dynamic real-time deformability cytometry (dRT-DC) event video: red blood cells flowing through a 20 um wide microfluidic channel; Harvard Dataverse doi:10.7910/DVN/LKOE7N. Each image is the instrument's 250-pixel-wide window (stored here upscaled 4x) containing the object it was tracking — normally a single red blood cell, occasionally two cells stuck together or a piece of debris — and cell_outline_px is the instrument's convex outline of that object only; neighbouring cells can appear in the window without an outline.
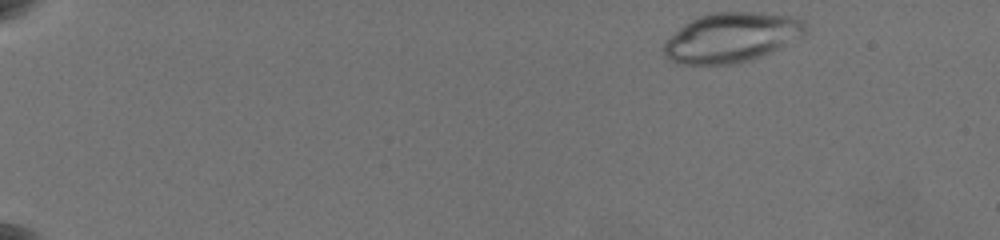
{"species": "common noctule bat (a hibernating species)", "species_latin": "Nyctalus noctula", "temperature_condition": "warm", "stored_images_in_passage": 10, "camera_frame_rate_fps": 3000, "um_per_image_px": 0.085, "animal": {"sex": "female", "body_mass_g": 19.5, "forearm_length_mm": 54.1}, "frame": {"image": 1, "passage_image": 1, "time_ms": 0.0, "image_size_px": [1000, 240], "cell_outline_px": [[808, 28], [804, 36], [752, 60], [736, 64], [676, 64], [668, 60], [660, 48], [684, 24], [700, 16], [712, 12], [764, 12], [792, 16], [804, 20], [808, 24]], "centroid_in_image_um": [62.21, 3.18], "position_along_channel_um": 22.8, "area_um2": 41.27}}